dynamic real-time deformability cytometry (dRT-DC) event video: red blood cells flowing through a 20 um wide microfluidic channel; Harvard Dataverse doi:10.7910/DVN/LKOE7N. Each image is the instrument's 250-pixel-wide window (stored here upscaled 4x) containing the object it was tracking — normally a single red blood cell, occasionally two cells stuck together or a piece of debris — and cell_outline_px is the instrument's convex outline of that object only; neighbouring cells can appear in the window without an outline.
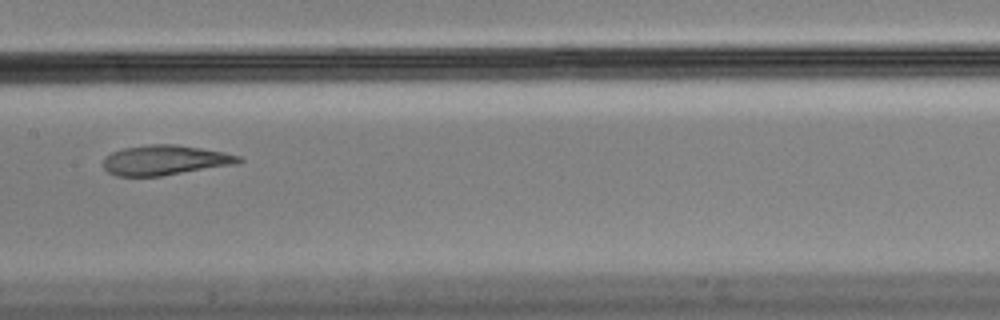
{"species": "Egyptian fruit bat (a non-hibernating species)", "species_latin": "Rousettus aegyptiacus", "temperature_condition": "cold", "stored_images_in_passage": 14, "camera_frame_rate_fps": 3000, "um_per_image_px": 0.085, "animal": {"sex": "male"}, "frame": {"image": 1, "passage_image": 7, "time_ms": 2.0, "image_size_px": [1000, 320], "cell_outline_px": [[244, 160], [236, 164], [160, 176], [116, 176], [108, 172], [104, 168], [104, 156], [112, 152], [124, 148], [152, 144], [172, 144], [200, 148], [224, 152], [240, 156]], "centroid_in_image_um": [14.02, 13.61], "position_along_channel_um": 193.4, "area_um2": 23.47}}
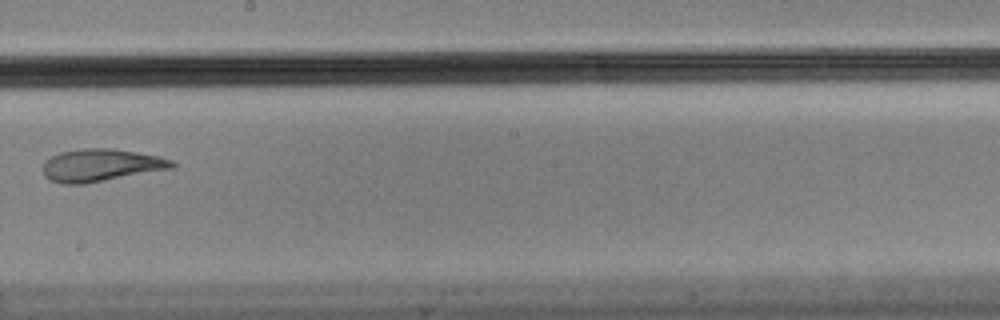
{"frame": {"image": 2, "passage_image": 8, "time_ms": 2.333, "image_size_px": [1000, 320], "cell_outline_px": [[176, 168], [84, 184], [64, 184], [48, 180], [44, 176], [44, 164], [52, 156], [60, 152], [84, 148], [112, 148], [160, 156], [172, 160], [176, 164]], "centroid_in_image_um": [8.63, 14.05], "position_along_channel_um": 239.6, "area_um2": 24.57}}